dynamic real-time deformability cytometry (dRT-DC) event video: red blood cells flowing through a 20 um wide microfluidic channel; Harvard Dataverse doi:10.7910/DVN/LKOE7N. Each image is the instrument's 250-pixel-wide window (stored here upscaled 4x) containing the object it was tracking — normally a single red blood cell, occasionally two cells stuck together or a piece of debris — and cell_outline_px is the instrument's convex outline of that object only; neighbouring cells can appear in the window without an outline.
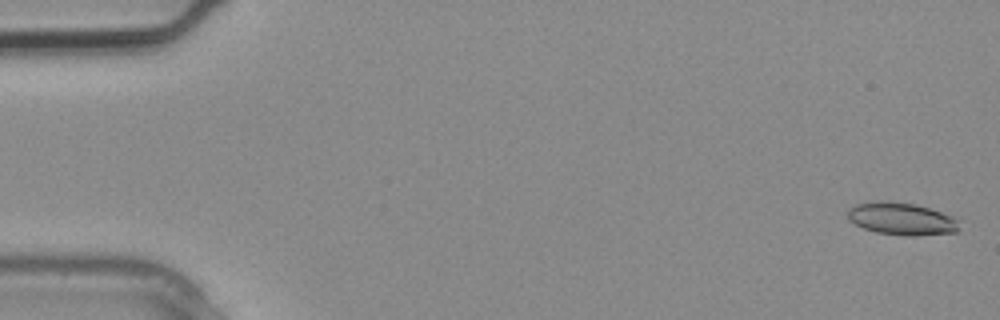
{"species": "common noctule bat (a hibernating species)", "species_latin": "Nyctalus noctula", "temperature_condition": "warm", "stored_images_in_passage": 10, "camera_frame_rate_fps": 3000, "um_per_image_px": 0.085, "animal": {"sex": "male", "body_mass_g": 20.4}, "frame": {"image": 1, "passage_image": 1, "time_ms": 0.0, "image_size_px": [1000, 320], "cell_outline_px": [[960, 232], [916, 236], [904, 236], [876, 232], [864, 228], [848, 220], [848, 208], [856, 204], [872, 200], [888, 200], [916, 204], [952, 216], [956, 220]], "centroid_in_image_um": [76.6, 18.59], "position_along_channel_um": 8.4, "area_um2": 21.33}}
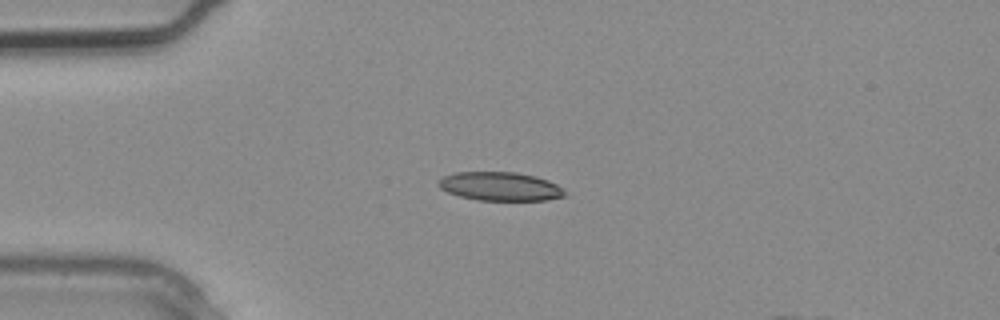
{"frame": {"image": 2, "passage_image": 7, "time_ms": 2.0, "image_size_px": [1000, 320], "cell_outline_px": [[568, 196], [548, 200], [476, 200], [460, 196], [448, 192], [440, 188], [436, 184], [444, 176], [456, 172], [516, 172], [536, 176], [548, 180], [564, 188], [568, 192]], "centroid_in_image_um": [42.57, 15.85], "position_along_channel_um": 42.4, "area_um2": 21.33}}
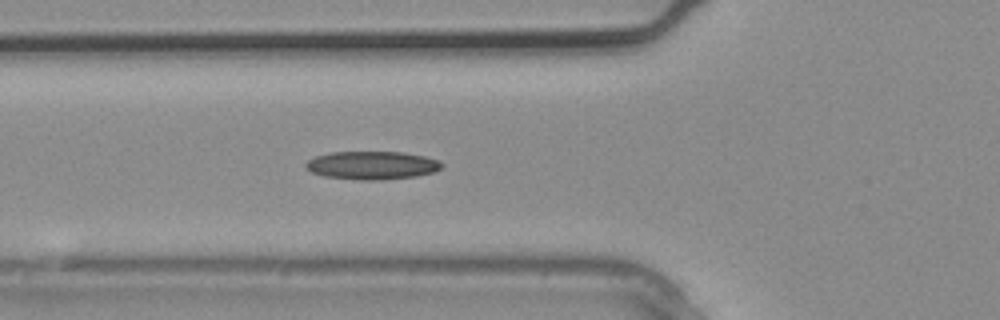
{"frame": {"image": 3, "passage_image": 10, "time_ms": 3.0, "image_size_px": [1000, 320], "cell_outline_px": [[444, 164], [436, 172], [416, 176], [384, 180], [360, 180], [324, 176], [312, 172], [304, 164], [308, 160], [316, 156], [332, 152], [404, 152], [424, 156], [436, 160]], "centroid_in_image_um": [31.64, 14.05], "position_along_channel_um": 94.2, "area_um2": 22.31}}